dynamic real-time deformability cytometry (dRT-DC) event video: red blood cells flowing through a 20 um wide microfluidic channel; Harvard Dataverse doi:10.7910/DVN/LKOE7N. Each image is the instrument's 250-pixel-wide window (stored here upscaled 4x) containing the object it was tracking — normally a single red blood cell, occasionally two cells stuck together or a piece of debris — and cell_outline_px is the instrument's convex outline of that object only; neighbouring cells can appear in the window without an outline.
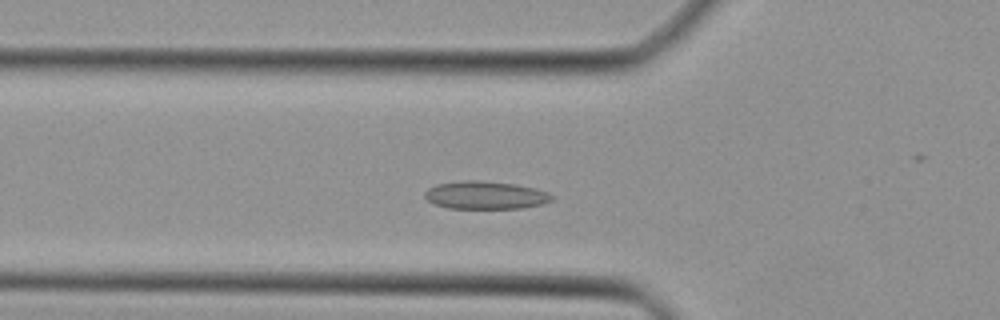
{"species": "Egyptian fruit bat (a non-hibernating species)", "species_latin": "Rousettus aegyptiacus", "temperature_condition": "cold", "stored_images_in_passage": 41, "camera_frame_rate_fps": 3000, "um_per_image_px": 0.085, "animal": {"sex": "female"}, "frame": {"image": 1, "passage_image": 10, "time_ms": 3.0, "image_size_px": [1000, 320], "cell_outline_px": [[556, 196], [552, 200], [540, 204], [520, 208], [448, 208], [432, 204], [424, 196], [424, 192], [428, 188], [436, 184], [464, 180], [484, 180], [516, 184], [548, 192]], "centroid_in_image_um": [41.23, 16.58], "position_along_channel_um": 84.6, "area_um2": 20.75}}
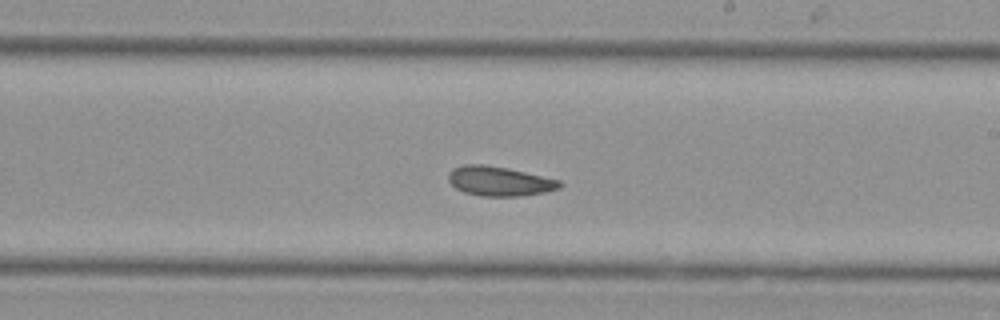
{"frame": {"image": 2, "passage_image": 21, "time_ms": 6.667, "image_size_px": [1000, 320], "cell_outline_px": [[564, 184], [560, 188], [544, 192], [520, 196], [480, 196], [464, 192], [456, 188], [448, 180], [448, 172], [452, 168], [464, 164], [484, 164], [508, 168], [560, 180]], "centroid_in_image_um": [42.43, 15.39], "position_along_channel_um": 246.6, "area_um2": 19.25}}
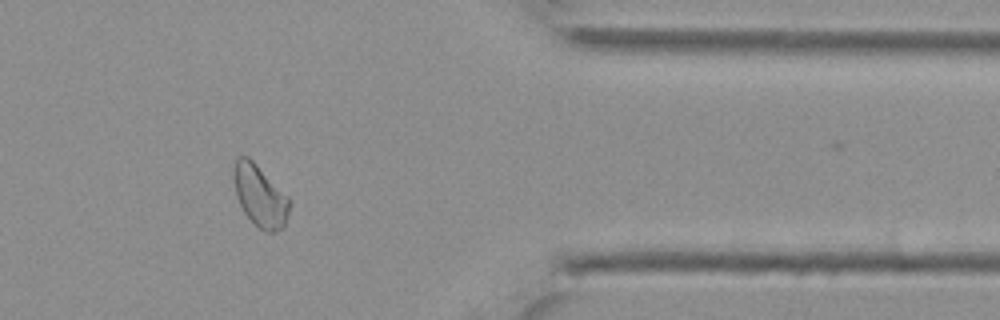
{"frame": {"image": 3, "passage_image": 32, "time_ms": 10.333, "image_size_px": [1000, 320], "cell_outline_px": [[292, 200], [284, 224], [276, 232], [264, 232], [244, 212], [236, 196], [232, 176], [236, 156], [248, 156]], "centroid_in_image_um": [22.08, 16.62], "position_along_channel_um": 389.3, "area_um2": 19.88}}